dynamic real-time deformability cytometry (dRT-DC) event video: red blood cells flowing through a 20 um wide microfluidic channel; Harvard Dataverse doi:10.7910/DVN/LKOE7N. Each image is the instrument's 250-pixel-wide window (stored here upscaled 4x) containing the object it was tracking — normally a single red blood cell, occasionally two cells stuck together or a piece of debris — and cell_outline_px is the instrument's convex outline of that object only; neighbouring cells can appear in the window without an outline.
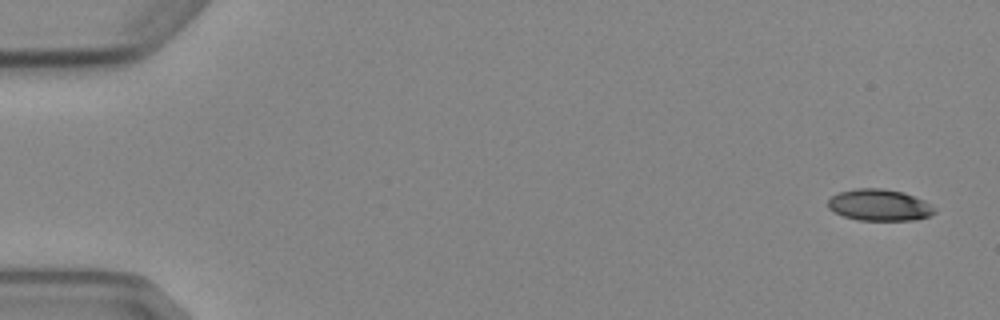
{"species": "Egyptian fruit bat (a non-hibernating species)", "species_latin": "Rousettus aegyptiacus", "temperature_condition": "cold", "stored_images_in_passage": 5, "camera_frame_rate_fps": 3000, "um_per_image_px": 0.085, "animal": {"sex": "female"}, "frame": {"image": 1, "passage_image": 1, "time_ms": 0.0, "image_size_px": [1000, 320], "cell_outline_px": [[936, 212], [932, 216], [916, 220], [860, 220], [844, 216], [828, 208], [828, 200], [832, 196], [840, 192], [856, 188], [880, 188], [904, 192], [924, 200]], "centroid_in_image_um": [74.76, 17.43], "position_along_channel_um": 10.2, "area_um2": 19.48}}
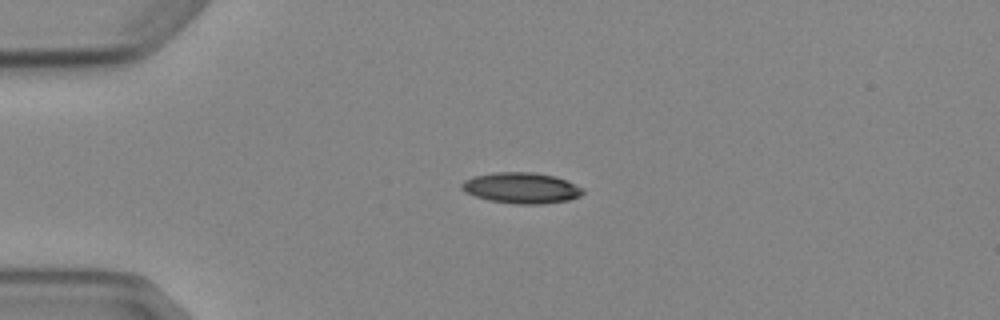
{"frame": {"image": 2, "passage_image": 4, "time_ms": 3.667, "image_size_px": [1000, 320], "cell_outline_px": [[584, 192], [580, 196], [568, 200], [544, 204], [516, 204], [488, 200], [464, 192], [460, 188], [460, 184], [464, 180], [472, 176], [496, 172], [532, 172], [552, 176], [564, 180], [584, 188]], "centroid_in_image_um": [44.28, 15.98], "position_along_channel_um": 40.7, "area_um2": 21.79}}